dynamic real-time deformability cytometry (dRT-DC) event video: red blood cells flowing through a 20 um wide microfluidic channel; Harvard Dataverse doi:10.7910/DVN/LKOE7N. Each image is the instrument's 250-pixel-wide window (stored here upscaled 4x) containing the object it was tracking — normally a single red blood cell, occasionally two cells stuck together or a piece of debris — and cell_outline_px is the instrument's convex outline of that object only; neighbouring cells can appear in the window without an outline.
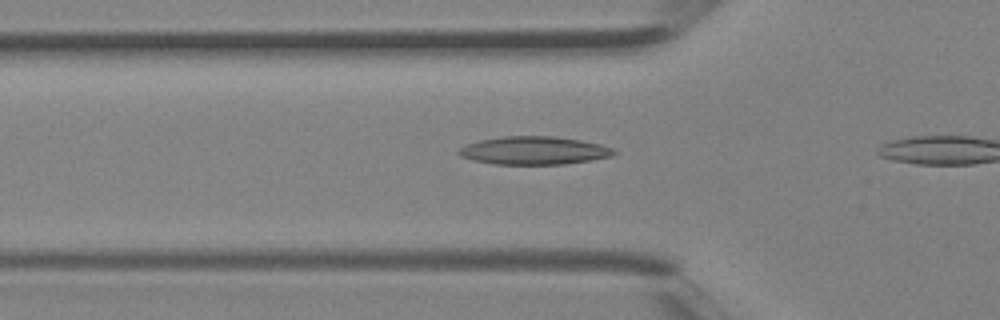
{"species": "Egyptian fruit bat (a non-hibernating species)", "species_latin": "Rousettus aegyptiacus", "temperature_condition": "room temperature", "stored_images_in_passage": 6, "camera_frame_rate_fps": 3000, "um_per_image_px": 0.085, "animal": {"sex": "female"}, "frame": {"image": 1, "passage_image": 5, "time_ms": 1.333, "image_size_px": [1000, 320], "cell_outline_px": [[616, 152], [612, 156], [592, 160], [564, 164], [496, 164], [476, 160], [460, 156], [456, 152], [464, 144], [480, 140], [504, 136], [552, 136], [580, 140], [600, 144], [612, 148]], "centroid_in_image_um": [45.38, 12.79], "position_along_channel_um": 80.4, "area_um2": 25.26}}